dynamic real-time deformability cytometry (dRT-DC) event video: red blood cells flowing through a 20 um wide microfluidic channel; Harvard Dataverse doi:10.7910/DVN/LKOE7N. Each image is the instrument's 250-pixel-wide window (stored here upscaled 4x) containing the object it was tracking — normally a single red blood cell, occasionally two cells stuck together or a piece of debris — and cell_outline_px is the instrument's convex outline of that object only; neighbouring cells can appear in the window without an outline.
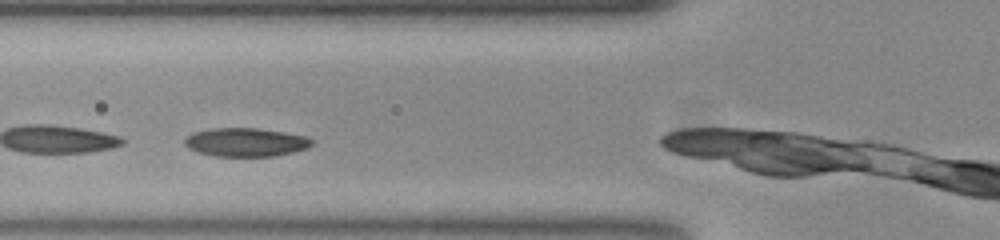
{"species": "common noctule bat (a hibernating species)", "species_latin": "Nyctalus noctula", "temperature_condition": "room temperature", "stored_images_in_passage": 28, "camera_frame_rate_fps": 3000, "um_per_image_px": 0.085, "animal": {"sex": "female", "body_mass_g": 23.0, "forearm_length_mm": 53.4}, "frame": {"image": 1, "passage_image": 5, "time_ms": 1.333, "image_size_px": [1000, 240], "cell_outline_px": [[312, 144], [308, 148], [292, 152], [272, 156], [216, 156], [200, 152], [188, 148], [184, 144], [184, 140], [192, 132], [212, 128], [256, 128], [284, 132], [304, 136], [312, 140]], "centroid_in_image_um": [20.86, 12.08], "position_along_channel_um": 104.9, "area_um2": 20.98}, "authors_computed_cell_mechanics": {"area_um2": 21.0392, "velocity_mm_per_s": 3.7041, "shape_relaxation_time_tau1_ms": 9.9694, "shape_relaxation_time_tau2_ms": null, "deformation_change_tau1": 0.2311, "deformation_change_tau2": null}}